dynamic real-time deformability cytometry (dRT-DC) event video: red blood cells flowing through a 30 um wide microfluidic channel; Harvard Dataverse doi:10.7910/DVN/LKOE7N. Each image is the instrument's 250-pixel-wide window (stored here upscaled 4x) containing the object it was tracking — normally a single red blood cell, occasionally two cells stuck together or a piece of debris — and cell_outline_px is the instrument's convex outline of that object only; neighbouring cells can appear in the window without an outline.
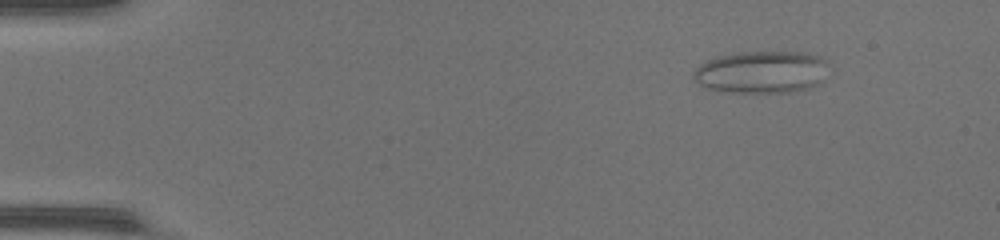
{"species": "common noctule bat (a hibernating species)", "species_latin": "Nyctalus noctula", "temperature_condition": "warm", "stored_images_in_passage": 52, "camera_frame_rate_fps": 3000, "um_per_image_px": 0.085, "animal": {"sex": "female", "body_mass_g": 17.0, "forearm_length_mm": 48.0}, "frame": {"image": 1, "passage_image": 7, "time_ms": 2.0, "image_size_px": [1000, 240], "cell_outline_px": [[828, 64], [820, 84], [808, 88], [788, 92], [732, 92], [708, 88], [700, 84], [692, 76], [692, 72], [700, 64], [716, 56], [740, 52], [800, 52], [820, 56]], "centroid_in_image_um": [64.72, 6.11], "position_along_channel_um": 20.3, "area_um2": 33.12}}
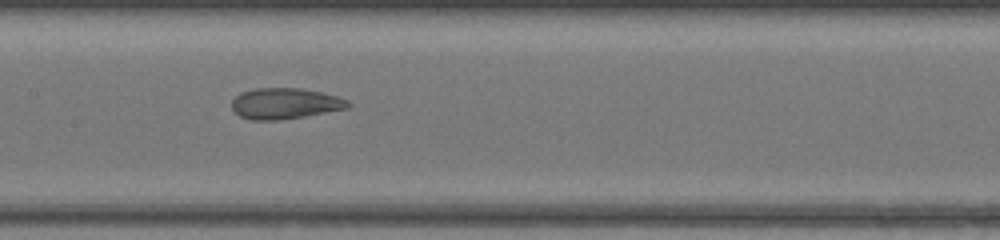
{"frame": {"image": 2, "passage_image": 27, "time_ms": 8.667, "image_size_px": [1000, 240], "cell_outline_px": [[352, 104], [348, 108], [304, 116], [280, 120], [252, 120], [240, 116], [232, 108], [232, 100], [240, 92], [256, 88], [300, 88], [324, 92], [340, 96], [348, 100]], "centroid_in_image_um": [24.26, 8.79], "position_along_channel_um": 183.1, "area_um2": 21.1}}
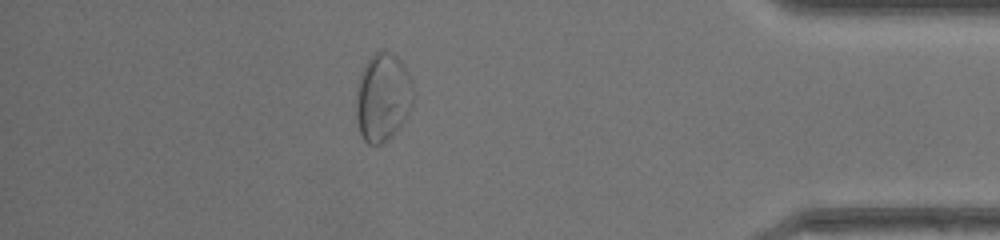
{"frame": {"image": 3, "passage_image": 46, "time_ms": 15.0, "image_size_px": [1000, 240], "cell_outline_px": [[412, 108], [408, 116], [392, 136], [380, 144], [368, 144], [360, 136], [356, 120], [356, 92], [360, 72], [364, 64], [376, 52], [388, 52], [396, 56], [404, 64], [412, 80]], "centroid_in_image_um": [32.52, 8.29], "position_along_channel_um": 402.7, "area_um2": 29.59}}